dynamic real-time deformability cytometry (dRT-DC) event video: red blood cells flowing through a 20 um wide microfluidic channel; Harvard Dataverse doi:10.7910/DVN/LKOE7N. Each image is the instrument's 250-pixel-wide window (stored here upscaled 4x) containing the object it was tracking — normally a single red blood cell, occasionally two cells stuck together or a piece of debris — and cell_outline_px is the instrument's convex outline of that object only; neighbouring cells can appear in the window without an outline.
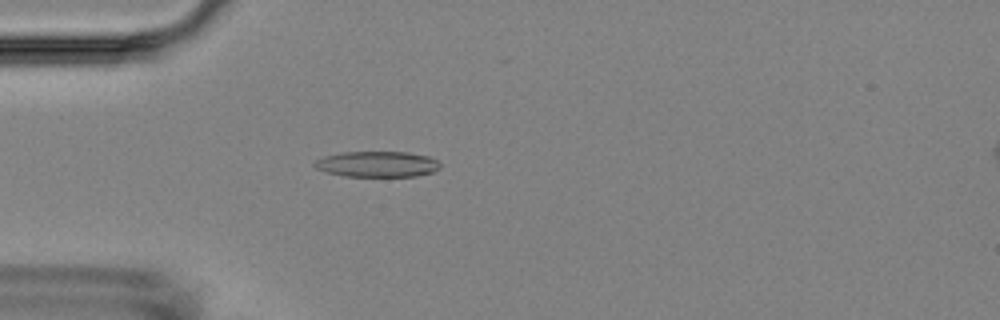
{"species": "Egyptian fruit bat (a non-hibernating species)", "species_latin": "Rousettus aegyptiacus", "temperature_condition": "room temperature", "stored_images_in_passage": 6, "camera_frame_rate_fps": 3000, "um_per_image_px": 0.085, "animal": {"sex": "female"}, "frame": {"image": 1, "passage_image": 5, "time_ms": 4.667, "image_size_px": [1000, 320], "cell_outline_px": [[440, 168], [432, 172], [416, 176], [344, 176], [328, 172], [316, 168], [312, 164], [316, 160], [324, 156], [340, 152], [408, 152], [428, 156], [436, 160], [440, 164]], "centroid_in_image_um": [32.06, 13.94], "position_along_channel_um": 52.9, "area_um2": 18.79}}